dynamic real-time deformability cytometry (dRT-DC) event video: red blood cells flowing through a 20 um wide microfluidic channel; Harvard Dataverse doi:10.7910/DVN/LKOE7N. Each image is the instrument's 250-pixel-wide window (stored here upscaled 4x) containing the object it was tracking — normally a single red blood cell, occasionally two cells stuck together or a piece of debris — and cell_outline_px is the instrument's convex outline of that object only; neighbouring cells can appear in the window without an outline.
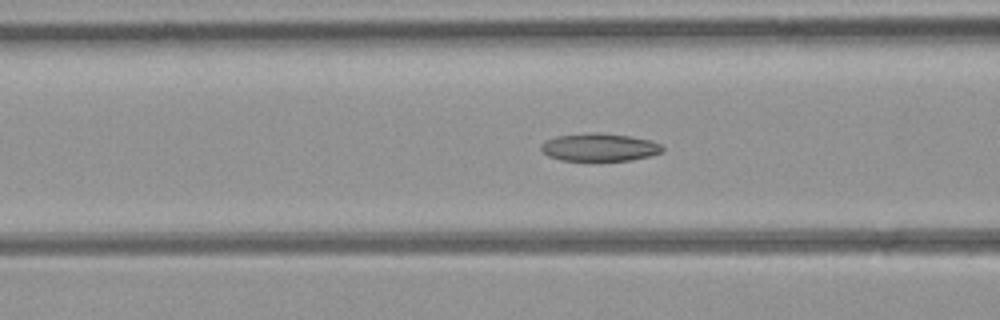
{"species": "common noctule bat (a hibernating species)", "species_latin": "Nyctalus noctula", "temperature_condition": "room temperature", "stored_images_in_passage": 53, "camera_frame_rate_fps": 3000, "um_per_image_px": 0.085, "animal": {"sex": "female", "body_mass_g": 21.9}, "frame": {"image": 1, "passage_image": 20, "time_ms": 6.333, "image_size_px": [1000, 320], "cell_outline_px": [[664, 152], [632, 160], [560, 160], [548, 156], [540, 148], [540, 144], [556, 136], [596, 132], [628, 136], [648, 140], [660, 144], [664, 148]], "centroid_in_image_um": [50.95, 12.52], "position_along_channel_um": 115.7, "area_um2": 19.42}}
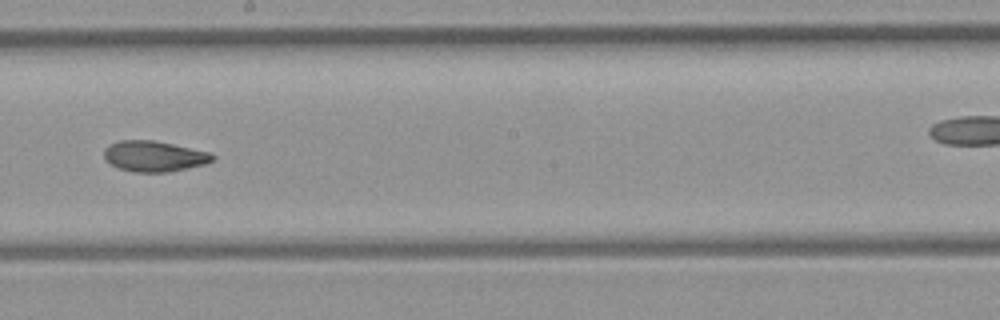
{"frame": {"image": 2, "passage_image": 29, "time_ms": 9.333, "image_size_px": [1000, 320], "cell_outline_px": [[216, 160], [204, 164], [188, 168], [168, 172], [136, 172], [116, 168], [104, 160], [104, 148], [120, 140], [156, 140], [208, 152], [216, 156]], "centroid_in_image_um": [13.09, 13.28], "position_along_channel_um": 235.1, "area_um2": 19.54}}
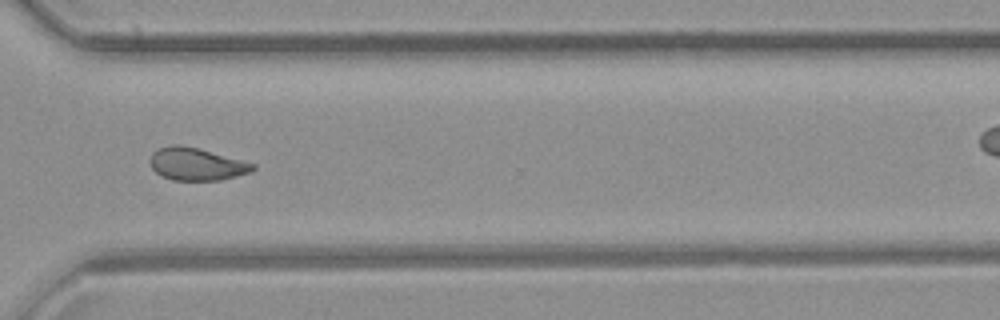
{"frame": {"image": 3, "passage_image": 38, "time_ms": 12.333, "image_size_px": [1000, 320], "cell_outline_px": [[256, 168], [252, 172], [220, 180], [172, 180], [156, 172], [152, 168], [148, 160], [152, 152], [160, 148], [172, 144], [176, 144], [196, 148], [256, 164]], "centroid_in_image_um": [16.69, 13.95], "position_along_channel_um": 353.9, "area_um2": 19.31}, "authors_computed_cell_mechanics": {"area_um2": 20.0566, "velocity_mm_per_s": 3.9631, "shape_relaxation_time_tau1_ms": null, "shape_relaxation_time_tau2_ms": 2.9547, "deformation_change_tau1": null, "deformation_change_tau2": 0.0897}}